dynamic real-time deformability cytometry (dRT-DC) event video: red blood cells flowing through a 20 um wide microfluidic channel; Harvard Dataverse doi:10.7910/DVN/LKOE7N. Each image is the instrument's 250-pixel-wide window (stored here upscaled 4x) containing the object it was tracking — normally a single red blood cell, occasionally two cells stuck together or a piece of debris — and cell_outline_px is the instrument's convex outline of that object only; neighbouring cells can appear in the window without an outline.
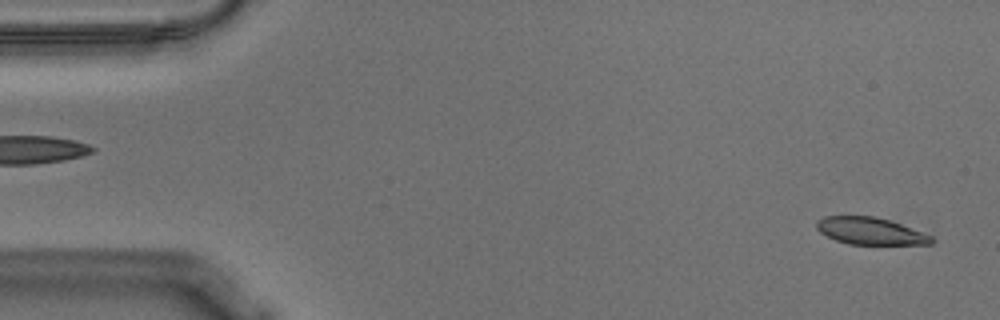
{"species": "Egyptian fruit bat (a non-hibernating species)", "species_latin": "Rousettus aegyptiacus", "temperature_condition": "warm", "stored_images_in_passage": 55, "camera_frame_rate_fps": 3000, "um_per_image_px": 0.085, "animal": {"sex": "male"}, "frame": {"image": 1, "passage_image": 2, "time_ms": 0.333, "image_size_px": [1000, 320], "cell_outline_px": [[932, 244], [848, 244], [836, 240], [820, 232], [816, 228], [816, 220], [824, 216], [876, 216], [924, 232], [932, 236]], "centroid_in_image_um": [73.95, 19.63], "position_along_channel_um": 11.0, "area_um2": 18.03}}
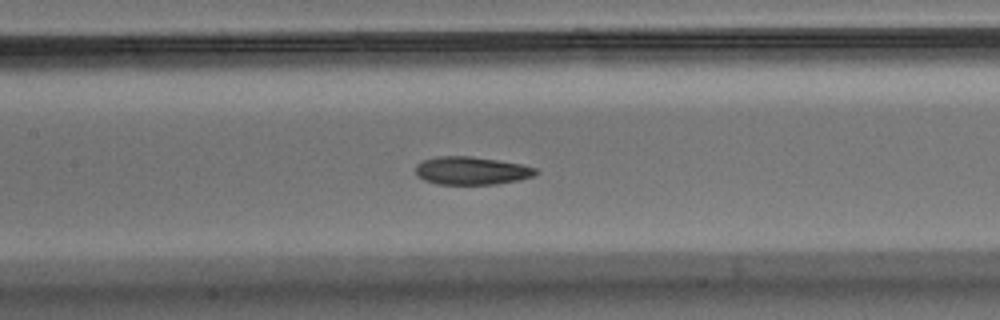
{"frame": {"image": 2, "passage_image": 25, "time_ms": 8.0, "image_size_px": [1000, 320], "cell_outline_px": [[536, 172], [532, 176], [516, 180], [496, 184], [436, 184], [424, 180], [416, 176], [416, 164], [420, 160], [436, 156], [472, 156], [520, 164], [536, 168]], "centroid_in_image_um": [39.98, 14.5], "position_along_channel_um": 167.4, "area_um2": 19.54}}
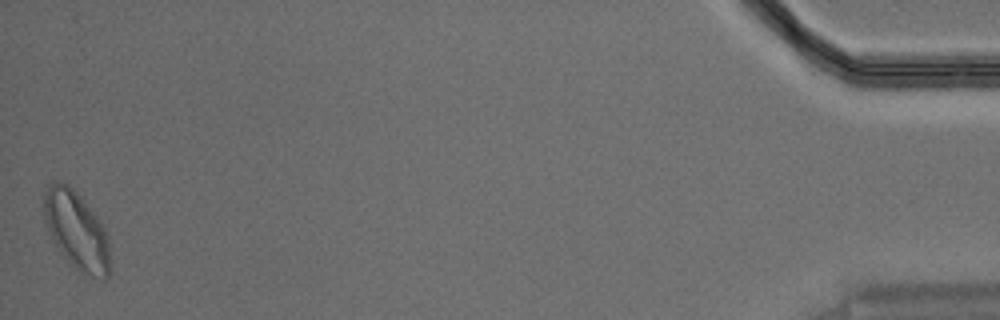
{"frame": {"image": 3, "passage_image": 55, "time_ms": 18.0, "image_size_px": [1000, 320], "cell_outline_px": [[112, 272], [104, 280], [100, 280], [80, 272], [72, 268], [60, 252], [52, 240], [48, 232], [44, 220], [44, 192], [52, 184], [68, 184], [80, 196], [96, 216], [104, 228], [108, 236]], "centroid_in_image_um": [6.54, 19.7], "position_along_channel_um": 428.7, "area_um2": 30.35}, "authors_computed_cell_mechanics": {"area_um2": 20.0566, "velocity_mm_per_s": 3.5741, "shape_relaxation_time_tau1_ms": 4.3437, "shape_relaxation_time_tau2_ms": 3.2313, "deformation_change_tau1": 0.1446, "deformation_change_tau2": 0.0979}}